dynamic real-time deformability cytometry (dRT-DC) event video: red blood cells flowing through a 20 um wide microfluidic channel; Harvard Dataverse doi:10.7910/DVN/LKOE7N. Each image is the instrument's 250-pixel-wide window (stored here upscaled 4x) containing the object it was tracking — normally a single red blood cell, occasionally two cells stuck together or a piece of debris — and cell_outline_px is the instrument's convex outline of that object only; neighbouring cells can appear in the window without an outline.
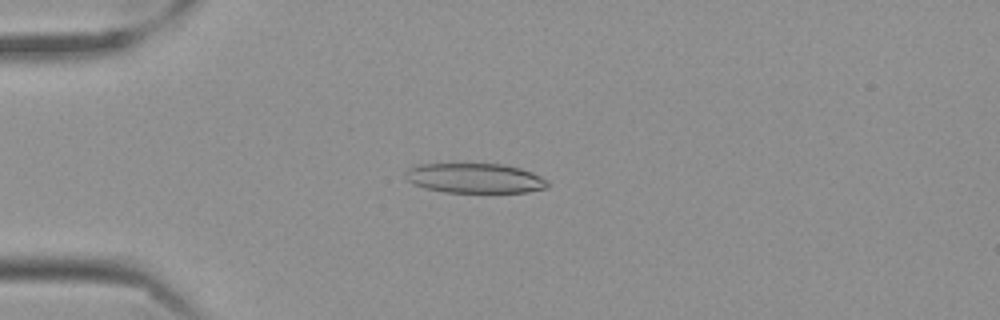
{"species": "Egyptian fruit bat (a non-hibernating species)", "species_latin": "Rousettus aegyptiacus", "temperature_condition": "cold", "stored_images_in_passage": 56, "camera_frame_rate_fps": 3000, "um_per_image_px": 0.085, "frame": {"image": 1, "passage_image": 14, "time_ms": 4.333, "image_size_px": [1000, 320], "cell_outline_px": [[548, 188], [528, 192], [444, 192], [424, 188], [412, 184], [404, 176], [404, 172], [408, 168], [416, 164], [504, 164], [520, 168], [532, 172], [548, 180]], "centroid_in_image_um": [40.35, 15.14], "position_along_channel_um": 44.7, "area_um2": 24.91}}
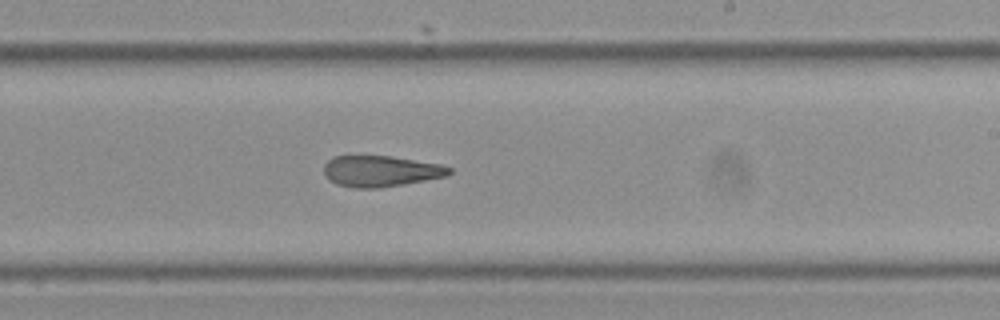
{"frame": {"image": 2, "passage_image": 34, "time_ms": 11.0, "image_size_px": [1000, 320], "cell_outline_px": [[452, 172], [448, 176], [404, 184], [380, 188], [352, 188], [336, 184], [324, 172], [324, 164], [332, 156], [392, 156], [440, 164], [452, 168]], "centroid_in_image_um": [32.39, 14.55], "position_along_channel_um": 256.6, "area_um2": 22.72}}
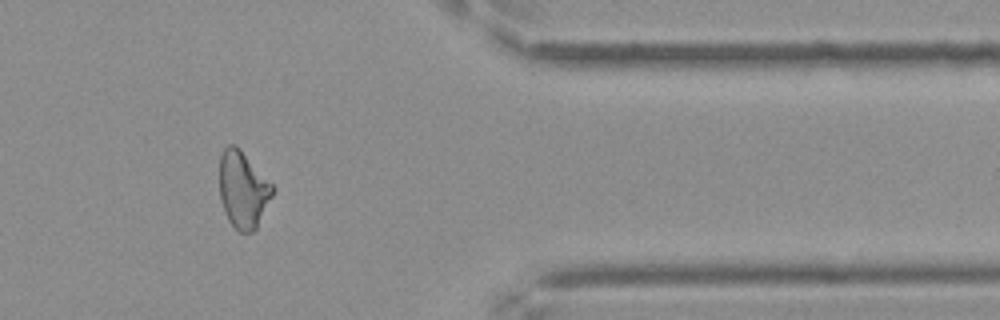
{"frame": {"image": 3, "passage_image": 47, "time_ms": 15.333, "image_size_px": [1000, 320], "cell_outline_px": [[276, 188], [256, 228], [252, 232], [240, 232], [228, 220], [220, 200], [220, 156], [224, 148], [228, 144], [236, 144], [240, 148]], "centroid_in_image_um": [20.65, 16.09], "position_along_channel_um": 390.7, "area_um2": 23.7}, "authors_computed_cell_mechanics": {"area_um2": 24.5939, "velocity_mm_per_s": 3.526, "shape_relaxation_time_tau1_ms": null, "shape_relaxation_time_tau2_ms": 5.8813, "deformation_change_tau1": null, "deformation_change_tau2": 0.1649}}